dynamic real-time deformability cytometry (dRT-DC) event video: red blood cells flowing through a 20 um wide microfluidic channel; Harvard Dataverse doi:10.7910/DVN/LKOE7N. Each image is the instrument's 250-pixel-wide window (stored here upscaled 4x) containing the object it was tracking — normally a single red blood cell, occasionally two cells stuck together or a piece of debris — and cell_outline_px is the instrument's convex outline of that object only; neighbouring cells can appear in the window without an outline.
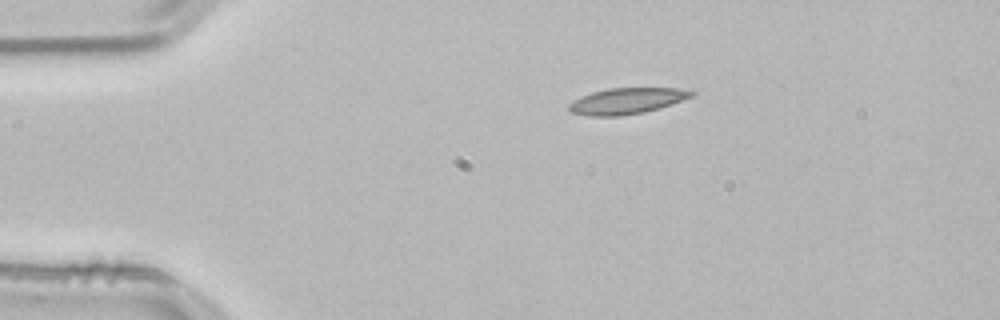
{"species": "common noctule bat (a hibernating species)", "species_latin": "Nyctalus noctula", "temperature_condition": "room temperature", "stored_images_in_passage": 44, "camera_frame_rate_fps": 3000, "um_per_image_px": 0.085, "animal": {"sex": "male", "body_mass_g": 21.5, "forearm_length_mm": 52.0}, "frame": {"image": 1, "passage_image": 1, "time_ms": 0.0, "image_size_px": [1000, 320], "cell_outline_px": [[696, 92], [692, 96], [660, 108], [644, 112], [620, 116], [588, 116], [568, 112], [568, 104], [580, 96], [592, 92], [608, 88], [676, 88]], "centroid_in_image_um": [53.21, 8.59], "position_along_channel_um": 31.8, "area_um2": 18.61}}
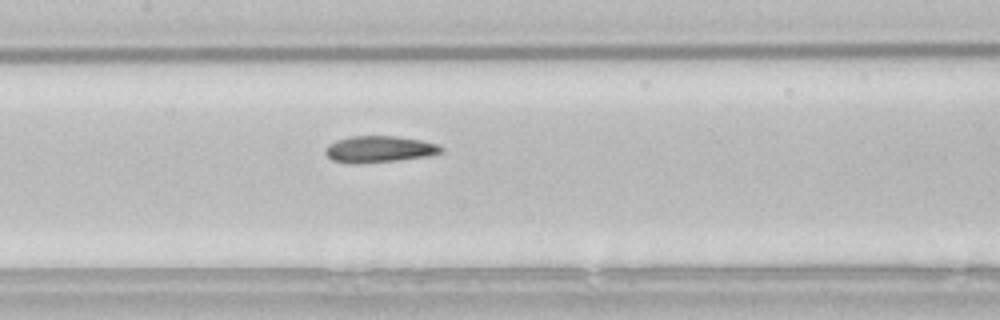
{"frame": {"image": 2, "passage_image": 16, "time_ms": 5.0, "image_size_px": [1000, 320], "cell_outline_px": [[444, 152], [428, 156], [400, 160], [356, 164], [352, 164], [332, 160], [324, 152], [324, 148], [328, 144], [336, 140], [352, 136], [396, 136], [420, 140], [440, 144], [444, 148]], "centroid_in_image_um": [32.25, 12.68], "position_along_channel_um": 175.1, "area_um2": 18.15}}
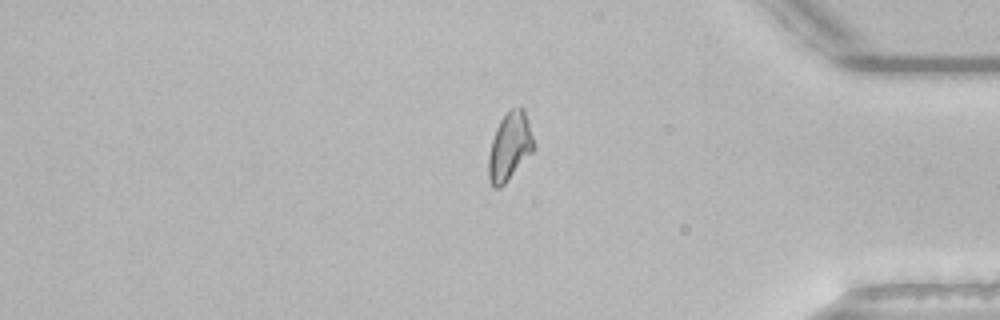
{"frame": {"image": 3, "passage_image": 35, "time_ms": 11.333, "image_size_px": [1000, 320], "cell_outline_px": [[536, 148], [504, 184], [500, 188], [492, 188], [488, 180], [488, 156], [492, 140], [496, 128], [500, 120], [512, 108], [520, 104], [524, 108], [536, 144]], "centroid_in_image_um": [43.33, 12.45], "position_along_channel_um": 391.9, "area_um2": 18.21}, "authors_computed_cell_mechanics": {"area_um2": 17.8024, "velocity_mm_per_s": 3.8244, "shape_relaxation_time_tau1_ms": 11.2522, "shape_relaxation_time_tau2_ms": 4.3441, "deformation_change_tau1": 0.212, "deformation_change_tau2": 0.1151}}